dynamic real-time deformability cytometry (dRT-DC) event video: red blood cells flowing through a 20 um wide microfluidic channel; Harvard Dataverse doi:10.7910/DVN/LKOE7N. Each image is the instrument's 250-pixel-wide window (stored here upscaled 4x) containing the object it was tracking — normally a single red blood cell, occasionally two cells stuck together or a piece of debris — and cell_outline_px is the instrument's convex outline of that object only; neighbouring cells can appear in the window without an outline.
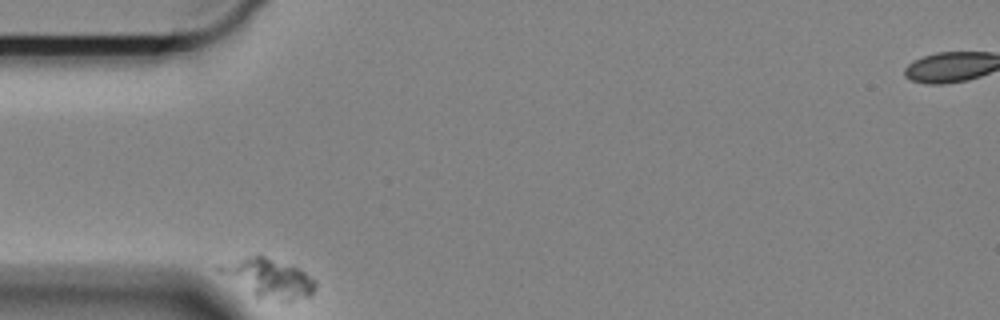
{"species": "Egyptian fruit bat (a non-hibernating species)", "species_latin": "Rousettus aegyptiacus", "temperature_condition": "cold", "stored_images_in_passage": 51, "camera_frame_rate_fps": 3000, "um_per_image_px": 0.085, "animal": {"sex": "female"}, "frame": {"image": 1, "passage_image": 1, "time_ms": 0.0, "image_size_px": [1000, 320], "cell_outline_px": [[316, 288], [312, 296], [292, 300], [280, 300], [256, 296], [216, 272], [216, 264], [252, 256], [264, 256], [292, 264], [300, 268], [316, 280]], "centroid_in_image_um": [22.84, 23.62], "position_along_channel_um": 62.2, "area_um2": 21.79}}
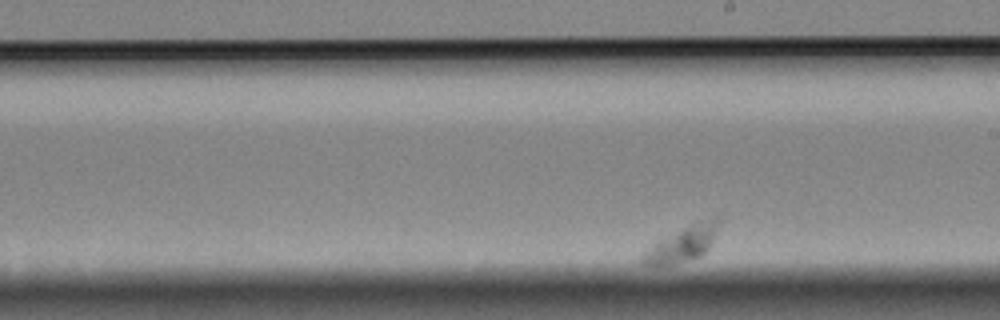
{"frame": {"image": 2, "passage_image": 28, "time_ms": 9.0, "image_size_px": [1000, 320], "cell_outline_px": [[716, 236], [708, 248], [700, 256], [688, 260], [672, 264], [640, 264], [640, 256], [656, 240], [692, 224], [716, 216]], "centroid_in_image_um": [57.94, 20.75], "position_along_channel_um": 231.1, "area_um2": 15.09}}
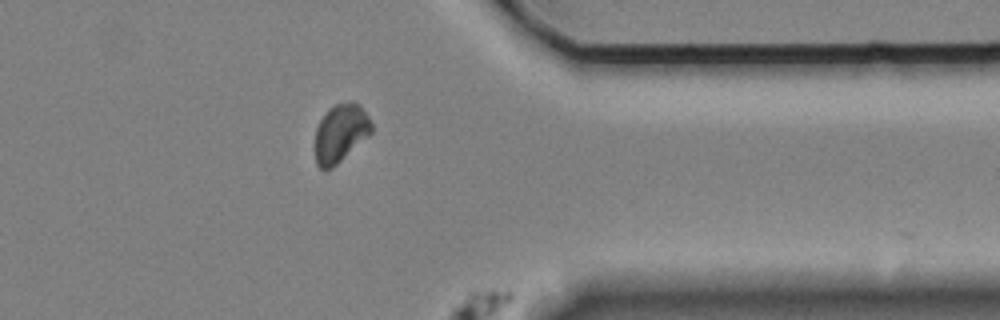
{"frame": {"image": 3, "passage_image": 50, "time_ms": 16.333, "image_size_px": [1000, 320], "cell_outline_px": [[372, 132], [368, 136], [332, 168], [320, 168], [316, 164], [316, 128], [320, 120], [328, 108], [336, 104], [352, 100], [360, 104], [368, 116], [372, 124]], "centroid_in_image_um": [28.96, 11.27], "position_along_channel_um": 382.4, "area_um2": 18.96}}